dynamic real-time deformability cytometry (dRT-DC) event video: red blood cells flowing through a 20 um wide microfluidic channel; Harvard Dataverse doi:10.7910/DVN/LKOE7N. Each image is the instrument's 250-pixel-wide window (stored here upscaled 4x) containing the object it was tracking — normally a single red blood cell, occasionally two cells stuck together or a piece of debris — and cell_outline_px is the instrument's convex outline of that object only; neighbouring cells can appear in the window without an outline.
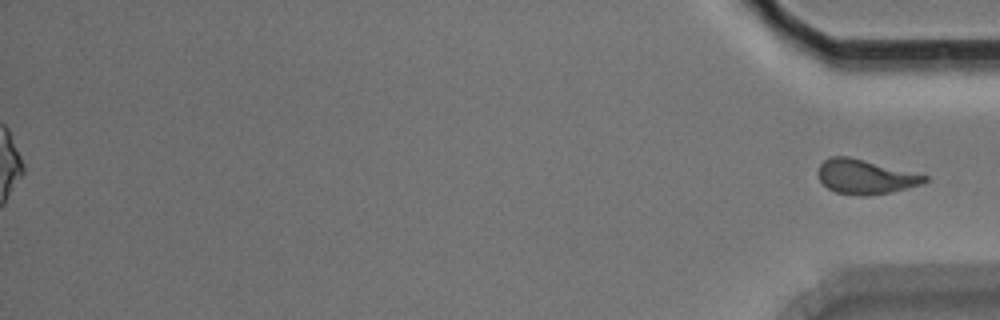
{"species": "Egyptian fruit bat (a non-hibernating species)", "species_latin": "Rousettus aegyptiacus", "temperature_condition": "room temperature", "stored_images_in_passage": 56, "segment_of_instrument_passage": [2, 2], "camera_frame_rate_fps": 3000, "um_per_image_px": 0.085, "animal": {"sex": "male"}, "frame": {"image": 1, "passage_image": 56, "time_ms": 18.333, "image_size_px": [1000, 320], "cell_outline_px": [[928, 180], [920, 184], [888, 192], [868, 196], [860, 196], [836, 192], [828, 188], [820, 180], [816, 172], [820, 164], [824, 160], [832, 156], [848, 156], [928, 176]], "centroid_in_image_um": [73.48, 15.02], "position_along_channel_um": 361.7, "area_um2": 21.04}}